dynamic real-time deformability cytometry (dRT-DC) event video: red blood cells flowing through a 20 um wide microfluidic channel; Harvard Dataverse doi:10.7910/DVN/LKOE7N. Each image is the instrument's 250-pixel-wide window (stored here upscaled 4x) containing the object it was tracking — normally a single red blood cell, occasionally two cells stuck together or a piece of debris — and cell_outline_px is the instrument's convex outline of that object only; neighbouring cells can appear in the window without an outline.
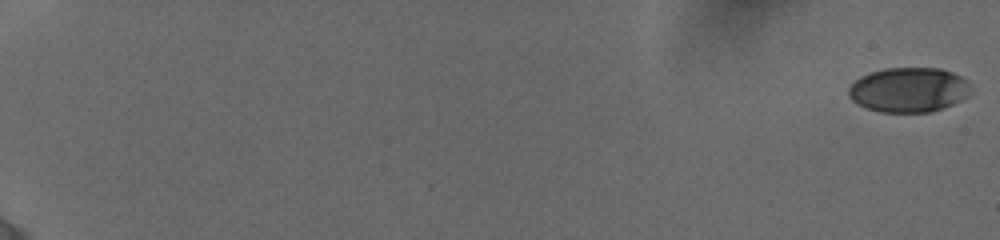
{"species": "human", "species_latin": "Homo sapiens", "temperature_condition": "cold", "stored_images_in_passage": 21, "camera_frame_rate_fps": 3000, "um_per_image_px": 0.085, "donor": {"sex": "female"}, "frame": {"image": 1, "passage_image": 1, "time_ms": 0.0, "image_size_px": [1000, 240], "cell_outline_px": [[972, 92], [968, 96], [944, 108], [932, 112], [880, 112], [868, 108], [852, 100], [848, 96], [848, 88], [860, 76], [872, 72], [888, 68], [940, 68], [952, 72], [968, 80]], "centroid_in_image_um": [77.28, 7.63], "position_along_channel_um": 7.7, "area_um2": 31.91}}
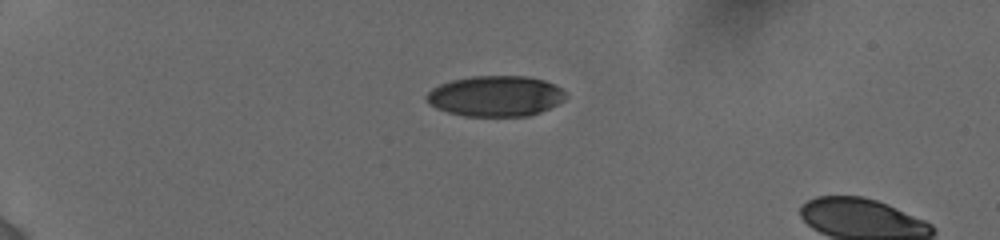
{"frame": {"image": 2, "passage_image": 14, "time_ms": 5.333, "image_size_px": [1000, 240], "cell_outline_px": [[568, 96], [564, 100], [540, 112], [528, 116], [464, 116], [448, 112], [436, 108], [428, 100], [428, 92], [432, 88], [440, 84], [452, 80], [472, 76], [524, 76], [544, 80], [560, 88]], "centroid_in_image_um": [42.13, 8.17], "position_along_channel_um": 42.9, "area_um2": 32.66}}
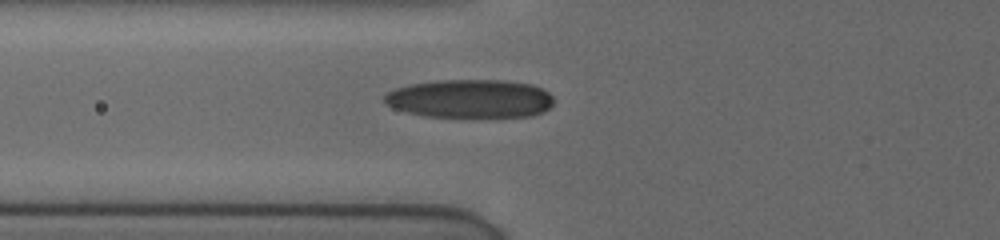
{"frame": {"image": 3, "passage_image": 21, "time_ms": 8.0, "image_size_px": [1000, 240], "cell_outline_px": [[552, 104], [544, 112], [532, 116], [424, 116], [408, 112], [396, 108], [388, 104], [384, 100], [384, 96], [388, 92], [396, 88], [412, 84], [440, 80], [504, 80], [532, 84], [548, 92], [552, 96]], "centroid_in_image_um": [39.99, 8.38], "position_along_channel_um": 85.8, "area_um2": 37.51}}